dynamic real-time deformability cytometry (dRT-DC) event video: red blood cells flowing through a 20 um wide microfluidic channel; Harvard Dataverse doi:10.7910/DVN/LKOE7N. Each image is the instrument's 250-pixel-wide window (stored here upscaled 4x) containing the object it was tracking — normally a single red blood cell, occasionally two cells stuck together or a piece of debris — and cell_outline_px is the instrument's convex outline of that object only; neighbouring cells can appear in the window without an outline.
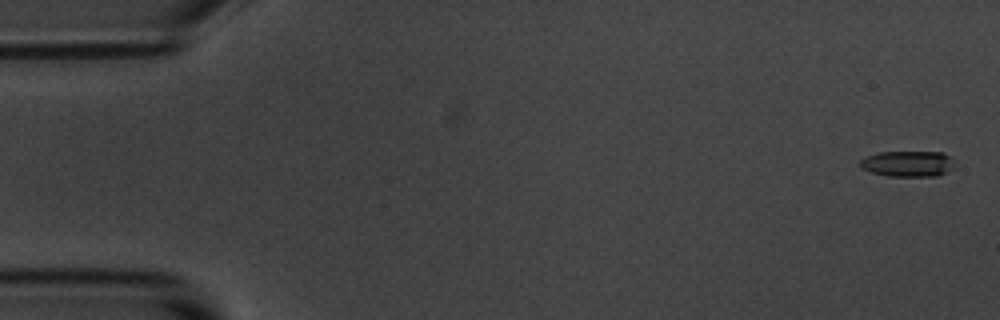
{"species": "common noctule bat (a hibernating species)", "species_latin": "Nyctalus noctula", "temperature_condition": "room temperature", "stored_images_in_passage": 54, "camera_frame_rate_fps": 3000, "um_per_image_px": 0.085, "animal": {"sex": "male", "body_mass_g": 20.1, "forearm_length_mm": 53.5}, "frame": {"image": 1, "passage_image": 1, "time_ms": 0.0, "image_size_px": [1000, 320], "cell_outline_px": [[956, 168], [936, 176], [888, 176], [872, 172], [860, 168], [860, 160], [868, 156], [880, 152], [944, 152], [952, 156], [956, 164]], "centroid_in_image_um": [77.25, 13.91], "position_along_channel_um": 7.8, "area_um2": 14.45}}
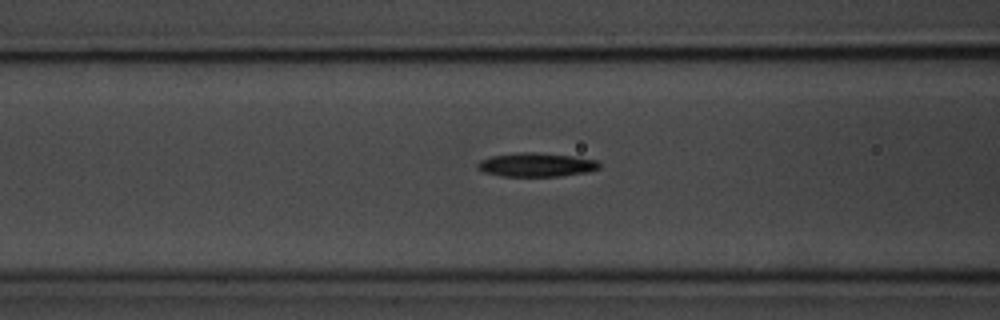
{"frame": {"image": 2, "passage_image": 21, "time_ms": 6.667, "image_size_px": [1000, 320], "cell_outline_px": [[600, 168], [588, 172], [560, 176], [500, 176], [484, 172], [476, 168], [476, 164], [480, 160], [492, 156], [516, 152], [536, 152], [572, 156], [596, 160], [600, 164]], "centroid_in_image_um": [45.56, 14.0], "position_along_channel_um": 121.0, "area_um2": 16.99}}
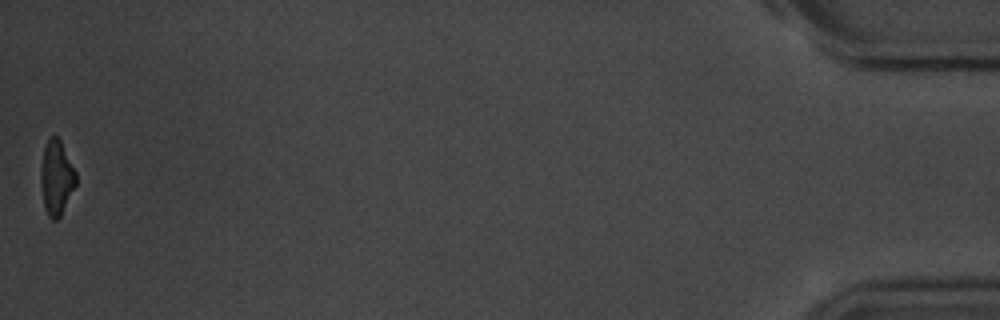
{"frame": {"image": 3, "passage_image": 54, "time_ms": 17.667, "image_size_px": [1000, 320], "cell_outline_px": [[76, 184], [60, 216], [56, 220], [52, 220], [48, 216], [44, 208], [40, 180], [40, 172], [44, 148], [48, 140], [52, 136], [56, 136], [60, 140], [76, 172]], "centroid_in_image_um": [4.78, 15.13], "position_along_channel_um": 430.4, "area_um2": 15.09}, "authors_computed_cell_mechanics": {"area_um2": 16.3574, "velocity_mm_per_s": 3.6984, "shape_relaxation_time_tau1_ms": 2.6517, "shape_relaxation_time_tau2_ms": 7.1239, "deformation_change_tau1": 0.152, "deformation_change_tau2": 0.1505}}